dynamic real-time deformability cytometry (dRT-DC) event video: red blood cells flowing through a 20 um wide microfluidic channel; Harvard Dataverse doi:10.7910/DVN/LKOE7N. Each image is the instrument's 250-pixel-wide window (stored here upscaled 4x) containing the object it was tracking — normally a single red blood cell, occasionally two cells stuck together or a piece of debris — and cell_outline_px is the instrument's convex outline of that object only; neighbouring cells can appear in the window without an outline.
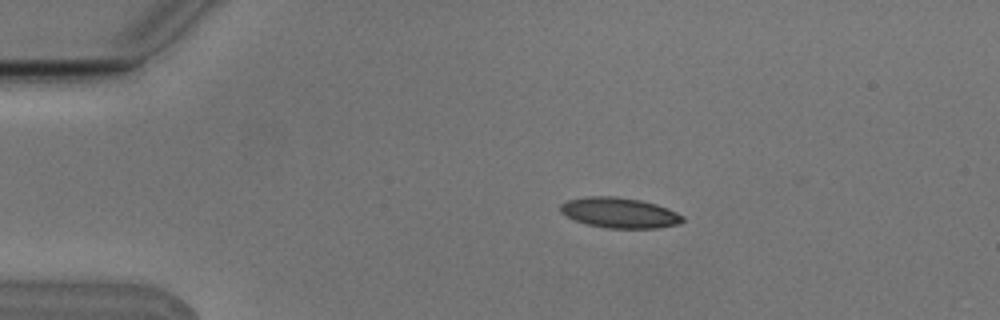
{"species": "Egyptian fruit bat (a non-hibernating species)", "species_latin": "Rousettus aegyptiacus", "temperature_condition": "cold", "stored_images_in_passage": 4, "camera_frame_rate_fps": 3000, "um_per_image_px": 0.085, "animal": {"sex": "male"}, "frame": {"image": 1, "passage_image": 3, "time_ms": 0.667, "image_size_px": [1000, 320], "cell_outline_px": [[684, 220], [676, 224], [656, 228], [608, 228], [588, 224], [576, 220], [560, 212], [560, 204], [568, 200], [584, 196], [616, 196], [640, 200], [656, 204], [668, 208], [684, 216]], "centroid_in_image_um": [52.65, 18.07], "position_along_channel_um": 32.3, "area_um2": 21.5}}